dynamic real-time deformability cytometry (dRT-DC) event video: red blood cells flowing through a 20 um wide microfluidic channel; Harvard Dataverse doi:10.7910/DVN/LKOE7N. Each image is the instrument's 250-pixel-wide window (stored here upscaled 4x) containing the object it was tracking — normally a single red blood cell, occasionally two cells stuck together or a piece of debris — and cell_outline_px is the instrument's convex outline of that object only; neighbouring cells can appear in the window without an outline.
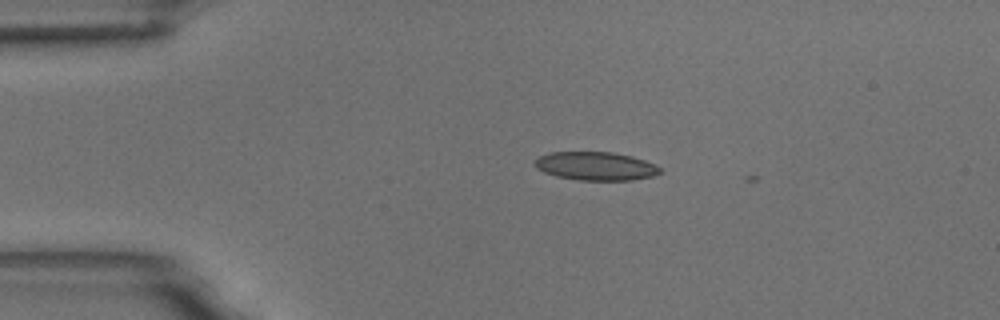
{"species": "common noctule bat (a hibernating species)", "species_latin": "Nyctalus noctula", "temperature_condition": "room temperature", "stored_images_in_passage": 4, "camera_frame_rate_fps": 3000, "um_per_image_px": 0.085, "animal": {"sex": "male", "body_mass_g": 18.8}, "frame": {"image": 1, "passage_image": 2, "time_ms": 1.0, "image_size_px": [1000, 320], "cell_outline_px": [[660, 172], [652, 176], [632, 180], [580, 180], [556, 176], [544, 172], [536, 168], [532, 164], [540, 156], [548, 152], [612, 152], [632, 156], [656, 164], [660, 168]], "centroid_in_image_um": [50.62, 14.11], "position_along_channel_um": 34.4, "area_um2": 20.75}}